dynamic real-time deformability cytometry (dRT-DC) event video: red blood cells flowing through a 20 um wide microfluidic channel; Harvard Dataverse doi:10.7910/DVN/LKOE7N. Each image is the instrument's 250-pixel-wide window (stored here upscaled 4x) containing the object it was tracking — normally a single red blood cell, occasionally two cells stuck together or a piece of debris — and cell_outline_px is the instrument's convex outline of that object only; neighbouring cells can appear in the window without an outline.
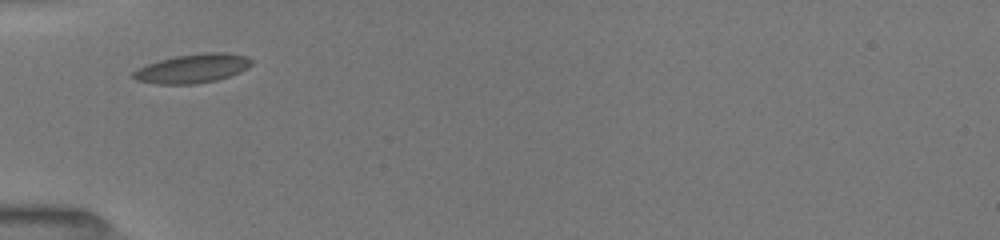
{"species": "common noctule bat (a hibernating species)", "species_latin": "Nyctalus noctula", "temperature_condition": "room temperature", "stored_images_in_passage": 7, "camera_frame_rate_fps": 3000, "um_per_image_px": 0.085, "animal": {"sex": "female", "body_mass_g": 19.5, "forearm_length_mm": 54.1}, "frame": {"image": 1, "passage_image": 1, "time_ms": 0.0, "image_size_px": [1000, 240], "cell_outline_px": [[252, 64], [248, 68], [240, 72], [216, 80], [196, 84], [156, 84], [136, 80], [132, 76], [132, 72], [136, 68], [160, 60], [176, 56], [208, 52], [228, 52], [248, 56], [252, 60]], "centroid_in_image_um": [16.38, 5.82], "position_along_channel_um": 68.6, "area_um2": 20.06}}
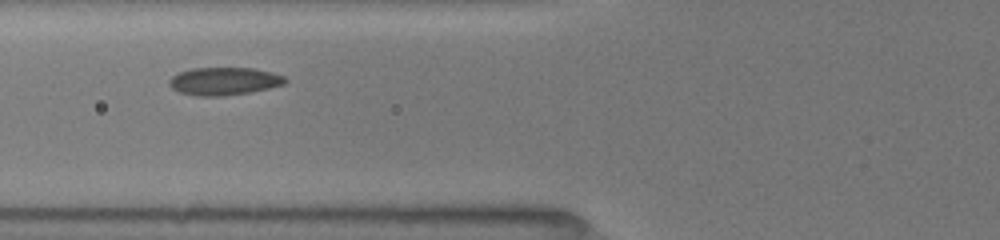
{"frame": {"image": 2, "passage_image": 6, "time_ms": 1.0, "image_size_px": [1000, 240], "cell_outline_px": [[288, 80], [284, 84], [252, 92], [220, 96], [196, 96], [180, 92], [172, 88], [168, 84], [168, 80], [172, 76], [180, 72], [192, 68], [252, 68], [272, 72], [284, 76]], "centroid_in_image_um": [19.04, 6.9], "position_along_channel_um": 106.8, "area_um2": 18.79}}